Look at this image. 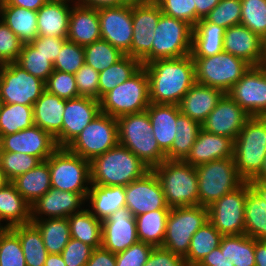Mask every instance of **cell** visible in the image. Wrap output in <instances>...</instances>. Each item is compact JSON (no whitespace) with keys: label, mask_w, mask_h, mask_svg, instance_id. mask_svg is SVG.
I'll list each match as a JSON object with an SVG mask.
<instances>
[{"label":"cell","mask_w":266,"mask_h":266,"mask_svg":"<svg viewBox=\"0 0 266 266\" xmlns=\"http://www.w3.org/2000/svg\"><path fill=\"white\" fill-rule=\"evenodd\" d=\"M3 224L4 223H1V221H0V235L7 229V227L5 225H3Z\"/></svg>","instance_id":"cell-73"},{"label":"cell","mask_w":266,"mask_h":266,"mask_svg":"<svg viewBox=\"0 0 266 266\" xmlns=\"http://www.w3.org/2000/svg\"><path fill=\"white\" fill-rule=\"evenodd\" d=\"M45 91V82L16 62L0 64V101L33 106Z\"/></svg>","instance_id":"cell-13"},{"label":"cell","mask_w":266,"mask_h":266,"mask_svg":"<svg viewBox=\"0 0 266 266\" xmlns=\"http://www.w3.org/2000/svg\"><path fill=\"white\" fill-rule=\"evenodd\" d=\"M220 248L234 266H255V239L246 234L223 236Z\"/></svg>","instance_id":"cell-43"},{"label":"cell","mask_w":266,"mask_h":266,"mask_svg":"<svg viewBox=\"0 0 266 266\" xmlns=\"http://www.w3.org/2000/svg\"><path fill=\"white\" fill-rule=\"evenodd\" d=\"M225 257L219 246L206 255L197 266H234L232 261Z\"/></svg>","instance_id":"cell-62"},{"label":"cell","mask_w":266,"mask_h":266,"mask_svg":"<svg viewBox=\"0 0 266 266\" xmlns=\"http://www.w3.org/2000/svg\"><path fill=\"white\" fill-rule=\"evenodd\" d=\"M101 39L98 9L76 4L71 9L67 40L87 46Z\"/></svg>","instance_id":"cell-28"},{"label":"cell","mask_w":266,"mask_h":266,"mask_svg":"<svg viewBox=\"0 0 266 266\" xmlns=\"http://www.w3.org/2000/svg\"><path fill=\"white\" fill-rule=\"evenodd\" d=\"M85 202L86 198L82 194L51 188L31 205V220H42V215L48 218H68L82 211Z\"/></svg>","instance_id":"cell-23"},{"label":"cell","mask_w":266,"mask_h":266,"mask_svg":"<svg viewBox=\"0 0 266 266\" xmlns=\"http://www.w3.org/2000/svg\"><path fill=\"white\" fill-rule=\"evenodd\" d=\"M119 144L128 148L151 170L166 160L152 132L147 111L128 114L116 119Z\"/></svg>","instance_id":"cell-3"},{"label":"cell","mask_w":266,"mask_h":266,"mask_svg":"<svg viewBox=\"0 0 266 266\" xmlns=\"http://www.w3.org/2000/svg\"><path fill=\"white\" fill-rule=\"evenodd\" d=\"M226 94L250 116L266 117V75L260 65L250 66Z\"/></svg>","instance_id":"cell-15"},{"label":"cell","mask_w":266,"mask_h":266,"mask_svg":"<svg viewBox=\"0 0 266 266\" xmlns=\"http://www.w3.org/2000/svg\"><path fill=\"white\" fill-rule=\"evenodd\" d=\"M261 38L266 35V0H241V21Z\"/></svg>","instance_id":"cell-48"},{"label":"cell","mask_w":266,"mask_h":266,"mask_svg":"<svg viewBox=\"0 0 266 266\" xmlns=\"http://www.w3.org/2000/svg\"><path fill=\"white\" fill-rule=\"evenodd\" d=\"M260 66L262 67L266 75V62H262Z\"/></svg>","instance_id":"cell-74"},{"label":"cell","mask_w":266,"mask_h":266,"mask_svg":"<svg viewBox=\"0 0 266 266\" xmlns=\"http://www.w3.org/2000/svg\"><path fill=\"white\" fill-rule=\"evenodd\" d=\"M146 111L150 117L155 139L166 154L171 149L176 136V120L181 113L179 106L150 103Z\"/></svg>","instance_id":"cell-29"},{"label":"cell","mask_w":266,"mask_h":266,"mask_svg":"<svg viewBox=\"0 0 266 266\" xmlns=\"http://www.w3.org/2000/svg\"><path fill=\"white\" fill-rule=\"evenodd\" d=\"M193 27L188 23L161 14L154 30L151 52L141 61L142 66L157 59L190 55Z\"/></svg>","instance_id":"cell-9"},{"label":"cell","mask_w":266,"mask_h":266,"mask_svg":"<svg viewBox=\"0 0 266 266\" xmlns=\"http://www.w3.org/2000/svg\"><path fill=\"white\" fill-rule=\"evenodd\" d=\"M125 197L126 207L134 217L158 209H171L153 170L125 186Z\"/></svg>","instance_id":"cell-18"},{"label":"cell","mask_w":266,"mask_h":266,"mask_svg":"<svg viewBox=\"0 0 266 266\" xmlns=\"http://www.w3.org/2000/svg\"><path fill=\"white\" fill-rule=\"evenodd\" d=\"M251 116L225 94L201 124L204 131L236 139Z\"/></svg>","instance_id":"cell-20"},{"label":"cell","mask_w":266,"mask_h":266,"mask_svg":"<svg viewBox=\"0 0 266 266\" xmlns=\"http://www.w3.org/2000/svg\"><path fill=\"white\" fill-rule=\"evenodd\" d=\"M0 221H6L7 228L31 223V205L12 182L0 189Z\"/></svg>","instance_id":"cell-33"},{"label":"cell","mask_w":266,"mask_h":266,"mask_svg":"<svg viewBox=\"0 0 266 266\" xmlns=\"http://www.w3.org/2000/svg\"><path fill=\"white\" fill-rule=\"evenodd\" d=\"M57 148L55 139L36 125L13 134L0 135V152L33 155L46 161Z\"/></svg>","instance_id":"cell-19"},{"label":"cell","mask_w":266,"mask_h":266,"mask_svg":"<svg viewBox=\"0 0 266 266\" xmlns=\"http://www.w3.org/2000/svg\"><path fill=\"white\" fill-rule=\"evenodd\" d=\"M66 99L48 93L46 90L33 104L34 125L47 131L56 141L58 147H62L63 113Z\"/></svg>","instance_id":"cell-25"},{"label":"cell","mask_w":266,"mask_h":266,"mask_svg":"<svg viewBox=\"0 0 266 266\" xmlns=\"http://www.w3.org/2000/svg\"><path fill=\"white\" fill-rule=\"evenodd\" d=\"M84 52L85 63L99 73L119 61L125 55L104 39L96 40L85 46Z\"/></svg>","instance_id":"cell-46"},{"label":"cell","mask_w":266,"mask_h":266,"mask_svg":"<svg viewBox=\"0 0 266 266\" xmlns=\"http://www.w3.org/2000/svg\"><path fill=\"white\" fill-rule=\"evenodd\" d=\"M88 200L91 204L89 211L103 221L118 209L126 207L125 187L91 184L86 198Z\"/></svg>","instance_id":"cell-31"},{"label":"cell","mask_w":266,"mask_h":266,"mask_svg":"<svg viewBox=\"0 0 266 266\" xmlns=\"http://www.w3.org/2000/svg\"><path fill=\"white\" fill-rule=\"evenodd\" d=\"M208 208L200 205L171 208L161 247L186 257L194 233L208 222Z\"/></svg>","instance_id":"cell-11"},{"label":"cell","mask_w":266,"mask_h":266,"mask_svg":"<svg viewBox=\"0 0 266 266\" xmlns=\"http://www.w3.org/2000/svg\"><path fill=\"white\" fill-rule=\"evenodd\" d=\"M205 19L225 29L240 24L241 0H220Z\"/></svg>","instance_id":"cell-51"},{"label":"cell","mask_w":266,"mask_h":266,"mask_svg":"<svg viewBox=\"0 0 266 266\" xmlns=\"http://www.w3.org/2000/svg\"><path fill=\"white\" fill-rule=\"evenodd\" d=\"M140 60L124 55L119 61L99 73V100L117 85L135 75L141 68Z\"/></svg>","instance_id":"cell-42"},{"label":"cell","mask_w":266,"mask_h":266,"mask_svg":"<svg viewBox=\"0 0 266 266\" xmlns=\"http://www.w3.org/2000/svg\"><path fill=\"white\" fill-rule=\"evenodd\" d=\"M45 90L62 99L79 97L74 74L54 70L45 82Z\"/></svg>","instance_id":"cell-53"},{"label":"cell","mask_w":266,"mask_h":266,"mask_svg":"<svg viewBox=\"0 0 266 266\" xmlns=\"http://www.w3.org/2000/svg\"><path fill=\"white\" fill-rule=\"evenodd\" d=\"M12 183L15 185L17 192L32 205L51 189L48 161H42L30 171L18 176Z\"/></svg>","instance_id":"cell-35"},{"label":"cell","mask_w":266,"mask_h":266,"mask_svg":"<svg viewBox=\"0 0 266 266\" xmlns=\"http://www.w3.org/2000/svg\"><path fill=\"white\" fill-rule=\"evenodd\" d=\"M136 220L127 208H121L102 221V247L119 253L137 243Z\"/></svg>","instance_id":"cell-21"},{"label":"cell","mask_w":266,"mask_h":266,"mask_svg":"<svg viewBox=\"0 0 266 266\" xmlns=\"http://www.w3.org/2000/svg\"><path fill=\"white\" fill-rule=\"evenodd\" d=\"M169 208L198 205L196 168L181 160H165L152 169Z\"/></svg>","instance_id":"cell-4"},{"label":"cell","mask_w":266,"mask_h":266,"mask_svg":"<svg viewBox=\"0 0 266 266\" xmlns=\"http://www.w3.org/2000/svg\"><path fill=\"white\" fill-rule=\"evenodd\" d=\"M10 229L19 237L26 266H44L48 252L39 229L32 222Z\"/></svg>","instance_id":"cell-37"},{"label":"cell","mask_w":266,"mask_h":266,"mask_svg":"<svg viewBox=\"0 0 266 266\" xmlns=\"http://www.w3.org/2000/svg\"><path fill=\"white\" fill-rule=\"evenodd\" d=\"M101 39L131 56L133 36L132 3L98 9Z\"/></svg>","instance_id":"cell-16"},{"label":"cell","mask_w":266,"mask_h":266,"mask_svg":"<svg viewBox=\"0 0 266 266\" xmlns=\"http://www.w3.org/2000/svg\"><path fill=\"white\" fill-rule=\"evenodd\" d=\"M163 14L182 20L192 27L197 23L194 0H154Z\"/></svg>","instance_id":"cell-54"},{"label":"cell","mask_w":266,"mask_h":266,"mask_svg":"<svg viewBox=\"0 0 266 266\" xmlns=\"http://www.w3.org/2000/svg\"><path fill=\"white\" fill-rule=\"evenodd\" d=\"M94 248L80 240L71 238L61 256L66 266H86Z\"/></svg>","instance_id":"cell-58"},{"label":"cell","mask_w":266,"mask_h":266,"mask_svg":"<svg viewBox=\"0 0 266 266\" xmlns=\"http://www.w3.org/2000/svg\"><path fill=\"white\" fill-rule=\"evenodd\" d=\"M118 143L116 118L100 112L67 148L90 162Z\"/></svg>","instance_id":"cell-12"},{"label":"cell","mask_w":266,"mask_h":266,"mask_svg":"<svg viewBox=\"0 0 266 266\" xmlns=\"http://www.w3.org/2000/svg\"><path fill=\"white\" fill-rule=\"evenodd\" d=\"M162 12L154 0L132 2L131 57L142 61L152 50L154 30Z\"/></svg>","instance_id":"cell-17"},{"label":"cell","mask_w":266,"mask_h":266,"mask_svg":"<svg viewBox=\"0 0 266 266\" xmlns=\"http://www.w3.org/2000/svg\"><path fill=\"white\" fill-rule=\"evenodd\" d=\"M150 170L128 148L119 143L90 161L93 185L125 187Z\"/></svg>","instance_id":"cell-2"},{"label":"cell","mask_w":266,"mask_h":266,"mask_svg":"<svg viewBox=\"0 0 266 266\" xmlns=\"http://www.w3.org/2000/svg\"><path fill=\"white\" fill-rule=\"evenodd\" d=\"M71 238L80 240L94 249L102 246V221L88 209L68 217Z\"/></svg>","instance_id":"cell-38"},{"label":"cell","mask_w":266,"mask_h":266,"mask_svg":"<svg viewBox=\"0 0 266 266\" xmlns=\"http://www.w3.org/2000/svg\"><path fill=\"white\" fill-rule=\"evenodd\" d=\"M33 125V106L1 103L0 135L13 134Z\"/></svg>","instance_id":"cell-45"},{"label":"cell","mask_w":266,"mask_h":266,"mask_svg":"<svg viewBox=\"0 0 266 266\" xmlns=\"http://www.w3.org/2000/svg\"><path fill=\"white\" fill-rule=\"evenodd\" d=\"M195 168L198 177V205L202 207L208 208L245 182L238 174L233 158L213 160Z\"/></svg>","instance_id":"cell-8"},{"label":"cell","mask_w":266,"mask_h":266,"mask_svg":"<svg viewBox=\"0 0 266 266\" xmlns=\"http://www.w3.org/2000/svg\"><path fill=\"white\" fill-rule=\"evenodd\" d=\"M0 266H26L19 237L10 228L0 235Z\"/></svg>","instance_id":"cell-50"},{"label":"cell","mask_w":266,"mask_h":266,"mask_svg":"<svg viewBox=\"0 0 266 266\" xmlns=\"http://www.w3.org/2000/svg\"><path fill=\"white\" fill-rule=\"evenodd\" d=\"M16 63L33 76L46 82L54 71L53 63L31 43H24Z\"/></svg>","instance_id":"cell-47"},{"label":"cell","mask_w":266,"mask_h":266,"mask_svg":"<svg viewBox=\"0 0 266 266\" xmlns=\"http://www.w3.org/2000/svg\"><path fill=\"white\" fill-rule=\"evenodd\" d=\"M149 104V80L144 67L100 99L101 112L116 119L146 111Z\"/></svg>","instance_id":"cell-7"},{"label":"cell","mask_w":266,"mask_h":266,"mask_svg":"<svg viewBox=\"0 0 266 266\" xmlns=\"http://www.w3.org/2000/svg\"><path fill=\"white\" fill-rule=\"evenodd\" d=\"M176 136L171 149L166 153L167 160L184 161L197 139L201 124L180 113L176 120Z\"/></svg>","instance_id":"cell-41"},{"label":"cell","mask_w":266,"mask_h":266,"mask_svg":"<svg viewBox=\"0 0 266 266\" xmlns=\"http://www.w3.org/2000/svg\"><path fill=\"white\" fill-rule=\"evenodd\" d=\"M86 266H116L115 253L103 248H95Z\"/></svg>","instance_id":"cell-61"},{"label":"cell","mask_w":266,"mask_h":266,"mask_svg":"<svg viewBox=\"0 0 266 266\" xmlns=\"http://www.w3.org/2000/svg\"><path fill=\"white\" fill-rule=\"evenodd\" d=\"M72 5L74 4L47 1L37 11L38 36L67 38Z\"/></svg>","instance_id":"cell-30"},{"label":"cell","mask_w":266,"mask_h":266,"mask_svg":"<svg viewBox=\"0 0 266 266\" xmlns=\"http://www.w3.org/2000/svg\"><path fill=\"white\" fill-rule=\"evenodd\" d=\"M44 266H66L61 254H48Z\"/></svg>","instance_id":"cell-67"},{"label":"cell","mask_w":266,"mask_h":266,"mask_svg":"<svg viewBox=\"0 0 266 266\" xmlns=\"http://www.w3.org/2000/svg\"><path fill=\"white\" fill-rule=\"evenodd\" d=\"M224 95L219 89L196 82L178 106L182 114L202 124Z\"/></svg>","instance_id":"cell-27"},{"label":"cell","mask_w":266,"mask_h":266,"mask_svg":"<svg viewBox=\"0 0 266 266\" xmlns=\"http://www.w3.org/2000/svg\"><path fill=\"white\" fill-rule=\"evenodd\" d=\"M223 235L208 221L192 236L185 260L189 266H197L213 249L220 246Z\"/></svg>","instance_id":"cell-44"},{"label":"cell","mask_w":266,"mask_h":266,"mask_svg":"<svg viewBox=\"0 0 266 266\" xmlns=\"http://www.w3.org/2000/svg\"><path fill=\"white\" fill-rule=\"evenodd\" d=\"M23 43L0 18V64L16 62Z\"/></svg>","instance_id":"cell-55"},{"label":"cell","mask_w":266,"mask_h":266,"mask_svg":"<svg viewBox=\"0 0 266 266\" xmlns=\"http://www.w3.org/2000/svg\"><path fill=\"white\" fill-rule=\"evenodd\" d=\"M219 2L220 0H194L197 22L200 19H204Z\"/></svg>","instance_id":"cell-65"},{"label":"cell","mask_w":266,"mask_h":266,"mask_svg":"<svg viewBox=\"0 0 266 266\" xmlns=\"http://www.w3.org/2000/svg\"><path fill=\"white\" fill-rule=\"evenodd\" d=\"M170 209H158L135 217L138 240L162 246L166 234V221Z\"/></svg>","instance_id":"cell-40"},{"label":"cell","mask_w":266,"mask_h":266,"mask_svg":"<svg viewBox=\"0 0 266 266\" xmlns=\"http://www.w3.org/2000/svg\"><path fill=\"white\" fill-rule=\"evenodd\" d=\"M84 58V47L66 40L62 45L59 55L53 63L54 70L75 74L85 63Z\"/></svg>","instance_id":"cell-52"},{"label":"cell","mask_w":266,"mask_h":266,"mask_svg":"<svg viewBox=\"0 0 266 266\" xmlns=\"http://www.w3.org/2000/svg\"><path fill=\"white\" fill-rule=\"evenodd\" d=\"M50 169L51 188L82 194L87 198L91 185L90 162L58 147L47 159Z\"/></svg>","instance_id":"cell-6"},{"label":"cell","mask_w":266,"mask_h":266,"mask_svg":"<svg viewBox=\"0 0 266 266\" xmlns=\"http://www.w3.org/2000/svg\"><path fill=\"white\" fill-rule=\"evenodd\" d=\"M255 266H266V240H255Z\"/></svg>","instance_id":"cell-66"},{"label":"cell","mask_w":266,"mask_h":266,"mask_svg":"<svg viewBox=\"0 0 266 266\" xmlns=\"http://www.w3.org/2000/svg\"><path fill=\"white\" fill-rule=\"evenodd\" d=\"M39 229L48 254H61L71 239L68 218L31 220Z\"/></svg>","instance_id":"cell-39"},{"label":"cell","mask_w":266,"mask_h":266,"mask_svg":"<svg viewBox=\"0 0 266 266\" xmlns=\"http://www.w3.org/2000/svg\"><path fill=\"white\" fill-rule=\"evenodd\" d=\"M47 1H54V2H64V3H74V5L77 4V0H47ZM71 1V2H70Z\"/></svg>","instance_id":"cell-72"},{"label":"cell","mask_w":266,"mask_h":266,"mask_svg":"<svg viewBox=\"0 0 266 266\" xmlns=\"http://www.w3.org/2000/svg\"><path fill=\"white\" fill-rule=\"evenodd\" d=\"M154 246L138 241L129 248L116 253V266H144Z\"/></svg>","instance_id":"cell-57"},{"label":"cell","mask_w":266,"mask_h":266,"mask_svg":"<svg viewBox=\"0 0 266 266\" xmlns=\"http://www.w3.org/2000/svg\"><path fill=\"white\" fill-rule=\"evenodd\" d=\"M42 161L33 155L0 152V167L10 182L30 171Z\"/></svg>","instance_id":"cell-49"},{"label":"cell","mask_w":266,"mask_h":266,"mask_svg":"<svg viewBox=\"0 0 266 266\" xmlns=\"http://www.w3.org/2000/svg\"><path fill=\"white\" fill-rule=\"evenodd\" d=\"M196 82L219 89L225 94L250 68L242 58L226 51L208 57H192Z\"/></svg>","instance_id":"cell-10"},{"label":"cell","mask_w":266,"mask_h":266,"mask_svg":"<svg viewBox=\"0 0 266 266\" xmlns=\"http://www.w3.org/2000/svg\"><path fill=\"white\" fill-rule=\"evenodd\" d=\"M144 266H189L185 257L174 254L164 247H154Z\"/></svg>","instance_id":"cell-59"},{"label":"cell","mask_w":266,"mask_h":266,"mask_svg":"<svg viewBox=\"0 0 266 266\" xmlns=\"http://www.w3.org/2000/svg\"><path fill=\"white\" fill-rule=\"evenodd\" d=\"M244 234L255 240H266V201L247 182Z\"/></svg>","instance_id":"cell-36"},{"label":"cell","mask_w":266,"mask_h":266,"mask_svg":"<svg viewBox=\"0 0 266 266\" xmlns=\"http://www.w3.org/2000/svg\"><path fill=\"white\" fill-rule=\"evenodd\" d=\"M132 3L131 0H77V4L94 8L100 9L103 7H117L122 5H127Z\"/></svg>","instance_id":"cell-63"},{"label":"cell","mask_w":266,"mask_h":266,"mask_svg":"<svg viewBox=\"0 0 266 266\" xmlns=\"http://www.w3.org/2000/svg\"><path fill=\"white\" fill-rule=\"evenodd\" d=\"M67 38L56 36H38L30 42L38 51L48 58L52 63L59 55L63 43Z\"/></svg>","instance_id":"cell-60"},{"label":"cell","mask_w":266,"mask_h":266,"mask_svg":"<svg viewBox=\"0 0 266 266\" xmlns=\"http://www.w3.org/2000/svg\"><path fill=\"white\" fill-rule=\"evenodd\" d=\"M251 181L266 182V157L263 160L260 172Z\"/></svg>","instance_id":"cell-69"},{"label":"cell","mask_w":266,"mask_h":266,"mask_svg":"<svg viewBox=\"0 0 266 266\" xmlns=\"http://www.w3.org/2000/svg\"><path fill=\"white\" fill-rule=\"evenodd\" d=\"M0 18L23 44L38 37L36 11L13 5H0Z\"/></svg>","instance_id":"cell-34"},{"label":"cell","mask_w":266,"mask_h":266,"mask_svg":"<svg viewBox=\"0 0 266 266\" xmlns=\"http://www.w3.org/2000/svg\"><path fill=\"white\" fill-rule=\"evenodd\" d=\"M46 2L47 0H3L0 5H13L37 12Z\"/></svg>","instance_id":"cell-64"},{"label":"cell","mask_w":266,"mask_h":266,"mask_svg":"<svg viewBox=\"0 0 266 266\" xmlns=\"http://www.w3.org/2000/svg\"><path fill=\"white\" fill-rule=\"evenodd\" d=\"M79 96L99 100V72L84 63L74 74Z\"/></svg>","instance_id":"cell-56"},{"label":"cell","mask_w":266,"mask_h":266,"mask_svg":"<svg viewBox=\"0 0 266 266\" xmlns=\"http://www.w3.org/2000/svg\"><path fill=\"white\" fill-rule=\"evenodd\" d=\"M265 157L266 117L251 116L234 140V165L245 182L260 172Z\"/></svg>","instance_id":"cell-5"},{"label":"cell","mask_w":266,"mask_h":266,"mask_svg":"<svg viewBox=\"0 0 266 266\" xmlns=\"http://www.w3.org/2000/svg\"><path fill=\"white\" fill-rule=\"evenodd\" d=\"M100 112V100L85 96L66 100L62 147H67Z\"/></svg>","instance_id":"cell-22"},{"label":"cell","mask_w":266,"mask_h":266,"mask_svg":"<svg viewBox=\"0 0 266 266\" xmlns=\"http://www.w3.org/2000/svg\"><path fill=\"white\" fill-rule=\"evenodd\" d=\"M225 28L200 19L193 27L191 57H208L223 51Z\"/></svg>","instance_id":"cell-32"},{"label":"cell","mask_w":266,"mask_h":266,"mask_svg":"<svg viewBox=\"0 0 266 266\" xmlns=\"http://www.w3.org/2000/svg\"><path fill=\"white\" fill-rule=\"evenodd\" d=\"M223 51L242 58L251 66L263 61L262 38L241 23L225 29Z\"/></svg>","instance_id":"cell-24"},{"label":"cell","mask_w":266,"mask_h":266,"mask_svg":"<svg viewBox=\"0 0 266 266\" xmlns=\"http://www.w3.org/2000/svg\"><path fill=\"white\" fill-rule=\"evenodd\" d=\"M262 46H263V61L266 62V35L262 38Z\"/></svg>","instance_id":"cell-71"},{"label":"cell","mask_w":266,"mask_h":266,"mask_svg":"<svg viewBox=\"0 0 266 266\" xmlns=\"http://www.w3.org/2000/svg\"><path fill=\"white\" fill-rule=\"evenodd\" d=\"M249 184L266 201V182L249 181Z\"/></svg>","instance_id":"cell-68"},{"label":"cell","mask_w":266,"mask_h":266,"mask_svg":"<svg viewBox=\"0 0 266 266\" xmlns=\"http://www.w3.org/2000/svg\"><path fill=\"white\" fill-rule=\"evenodd\" d=\"M8 183H10V181L8 180V178L0 167V189L5 187Z\"/></svg>","instance_id":"cell-70"},{"label":"cell","mask_w":266,"mask_h":266,"mask_svg":"<svg viewBox=\"0 0 266 266\" xmlns=\"http://www.w3.org/2000/svg\"><path fill=\"white\" fill-rule=\"evenodd\" d=\"M233 152V139L211 134L201 129L189 155L184 161L196 167L213 160L233 158Z\"/></svg>","instance_id":"cell-26"},{"label":"cell","mask_w":266,"mask_h":266,"mask_svg":"<svg viewBox=\"0 0 266 266\" xmlns=\"http://www.w3.org/2000/svg\"><path fill=\"white\" fill-rule=\"evenodd\" d=\"M143 67L148 74L150 103L178 105L196 83L191 55L157 59Z\"/></svg>","instance_id":"cell-1"},{"label":"cell","mask_w":266,"mask_h":266,"mask_svg":"<svg viewBox=\"0 0 266 266\" xmlns=\"http://www.w3.org/2000/svg\"><path fill=\"white\" fill-rule=\"evenodd\" d=\"M247 182L208 207V220L223 236L244 234Z\"/></svg>","instance_id":"cell-14"}]
</instances>
